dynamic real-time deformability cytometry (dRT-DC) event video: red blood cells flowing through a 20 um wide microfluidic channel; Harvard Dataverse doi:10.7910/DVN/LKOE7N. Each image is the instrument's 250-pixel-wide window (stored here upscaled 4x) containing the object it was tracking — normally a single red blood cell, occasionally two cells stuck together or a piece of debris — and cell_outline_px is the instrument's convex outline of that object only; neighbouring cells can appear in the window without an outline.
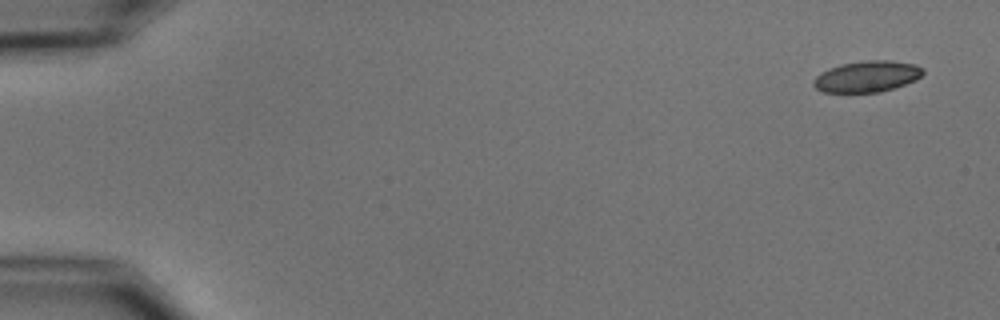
{"species": "common noctule bat (a hibernating species)", "species_latin": "Nyctalus noctula", "temperature_condition": "cold", "stored_images_in_passage": 4, "camera_frame_rate_fps": 3000, "um_per_image_px": 0.085, "animal": {"sex": "male", "body_mass_g": 15.6}, "frame": {"image": 1, "passage_image": 1, "time_ms": 0.0, "image_size_px": [1000, 320], "cell_outline_px": [[924, 72], [916, 80], [880, 92], [824, 92], [816, 88], [812, 84], [812, 80], [820, 72], [828, 68], [840, 64], [868, 60], [888, 60], [916, 64], [924, 68]], "centroid_in_image_um": [73.68, 6.49], "position_along_channel_um": 11.3, "area_um2": 19.94}}
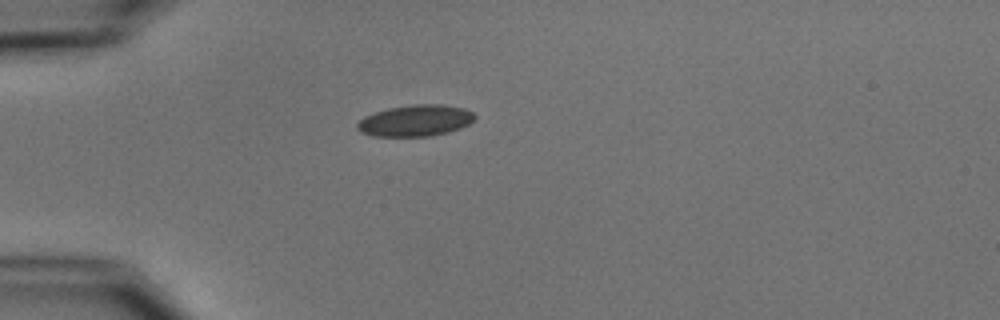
{"frame": {"image": 2, "passage_image": 4, "time_ms": 4.333, "image_size_px": [1000, 320], "cell_outline_px": [[476, 116], [468, 124], [460, 128], [448, 132], [428, 136], [372, 136], [360, 132], [356, 128], [356, 124], [364, 116], [388, 108], [412, 104], [440, 104], [464, 108], [472, 112]], "centroid_in_image_um": [35.28, 10.25], "position_along_channel_um": 49.7, "area_um2": 21.44}}